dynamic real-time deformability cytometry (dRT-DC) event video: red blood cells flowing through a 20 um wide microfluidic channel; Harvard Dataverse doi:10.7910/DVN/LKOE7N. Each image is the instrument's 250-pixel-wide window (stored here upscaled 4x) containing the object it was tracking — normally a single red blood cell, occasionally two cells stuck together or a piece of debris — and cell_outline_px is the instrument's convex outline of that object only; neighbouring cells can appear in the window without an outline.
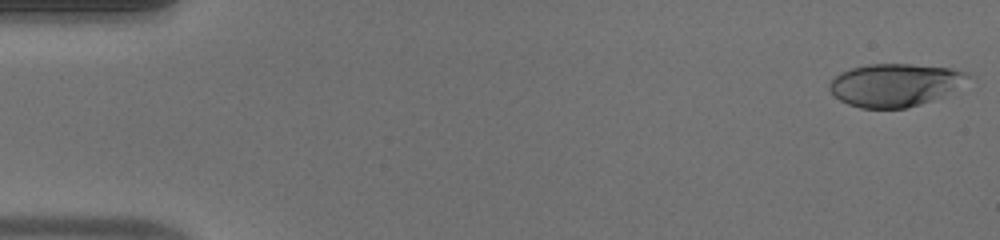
{"species": "human", "species_latin": "Homo sapiens", "temperature_condition": "warm", "stored_images_in_passage": 53, "camera_frame_rate_fps": 3000, "um_per_image_px": 0.085, "donor": {"sex": "male"}, "frame": {"image": 1, "passage_image": 1, "time_ms": 0.0, "image_size_px": [1000, 240], "cell_outline_px": [[972, 76], [944, 96], [920, 104], [904, 108], [860, 108], [848, 104], [840, 100], [828, 88], [828, 84], [832, 76], [840, 72], [852, 68], [868, 64], [912, 64], [948, 68], [968, 72]], "centroid_in_image_um": [76.03, 7.21], "position_along_channel_um": 9.0, "area_um2": 34.51}}
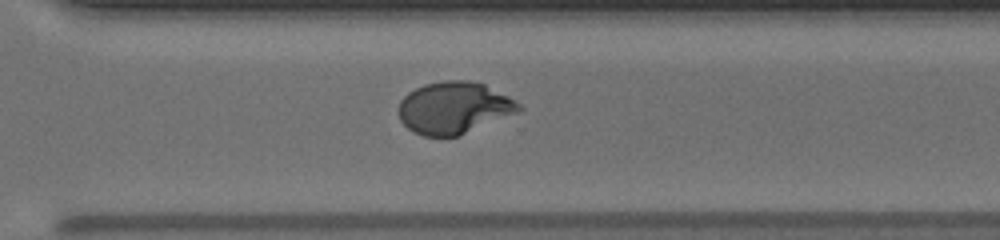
{"frame": {"image": 2, "passage_image": 38, "time_ms": 12.333, "image_size_px": [1000, 240], "cell_outline_px": [[524, 108], [520, 112], [460, 136], [424, 136], [408, 128], [400, 120], [400, 100], [408, 92], [424, 84], [444, 80], [468, 80], [484, 84], [508, 96], [520, 104]], "centroid_in_image_um": [38.63, 9.16], "position_along_channel_um": 332.0, "area_um2": 36.47}}
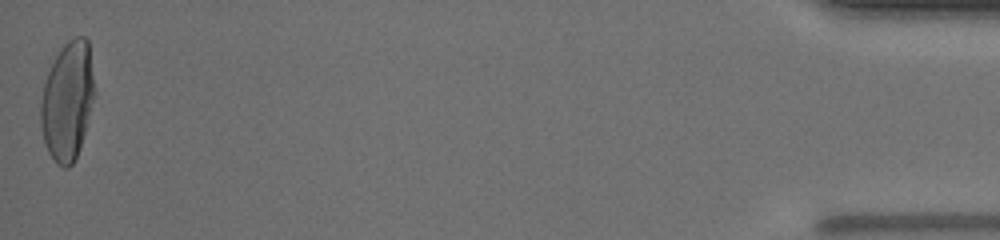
{"frame": {"image": 3, "passage_image": 53, "time_ms": 17.333, "image_size_px": [1000, 240], "cell_outline_px": [[96, 96], [80, 148], [72, 164], [68, 168], [64, 168], [56, 164], [48, 152], [44, 140], [40, 124], [40, 100], [44, 84], [48, 72], [60, 48], [68, 40], [76, 36], [84, 36], [88, 40], [96, 92]], "centroid_in_image_um": [5.75, 8.58], "position_along_channel_um": 429.4, "area_um2": 37.69}, "authors_computed_cell_mechanics": {"area_um2": 36.414, "velocity_mm_per_s": 3.8482, "shape_relaxation_time_tau1_ms": 7.8776, "shape_relaxation_time_tau2_ms": null, "deformation_change_tau1": 0.3326, "deformation_change_tau2": null}}